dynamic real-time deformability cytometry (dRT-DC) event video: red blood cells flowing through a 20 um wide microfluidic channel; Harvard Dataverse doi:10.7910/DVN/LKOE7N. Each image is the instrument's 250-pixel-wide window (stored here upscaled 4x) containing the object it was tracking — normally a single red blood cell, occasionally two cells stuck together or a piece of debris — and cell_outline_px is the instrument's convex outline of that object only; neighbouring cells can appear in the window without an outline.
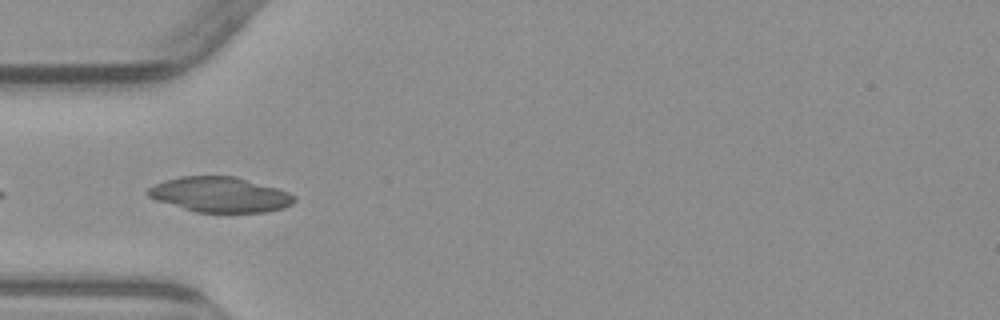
{"species": "common noctule bat (a hibernating species)", "species_latin": "Nyctalus noctula", "temperature_condition": "warm", "stored_images_in_passage": 7, "camera_frame_rate_fps": 3000, "um_per_image_px": 0.085, "animal": {"sex": "male", "body_mass_g": 23.1, "forearm_length_mm": 52.7}, "frame": {"image": 1, "passage_image": 5, "time_ms": 4.667, "image_size_px": [1000, 320], "cell_outline_px": [[296, 200], [292, 204], [284, 208], [264, 212], [196, 212], [156, 200], [148, 196], [148, 188], [164, 180], [180, 176], [236, 176], [276, 188], [288, 192], [296, 196]], "centroid_in_image_um": [18.72, 16.54], "position_along_channel_um": 66.3, "area_um2": 29.88}}
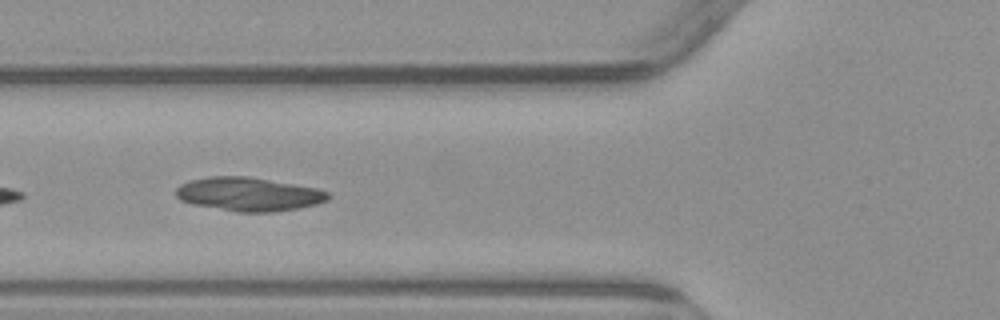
{"frame": {"image": 2, "passage_image": 6, "time_ms": 5.667, "image_size_px": [1000, 320], "cell_outline_px": [[332, 196], [328, 200], [316, 204], [296, 208], [272, 212], [236, 212], [192, 204], [180, 200], [176, 196], [176, 188], [180, 184], [192, 180], [208, 176], [248, 176], [316, 188], [328, 192]], "centroid_in_image_um": [21.12, 16.5], "position_along_channel_um": 104.7, "area_um2": 29.82}}
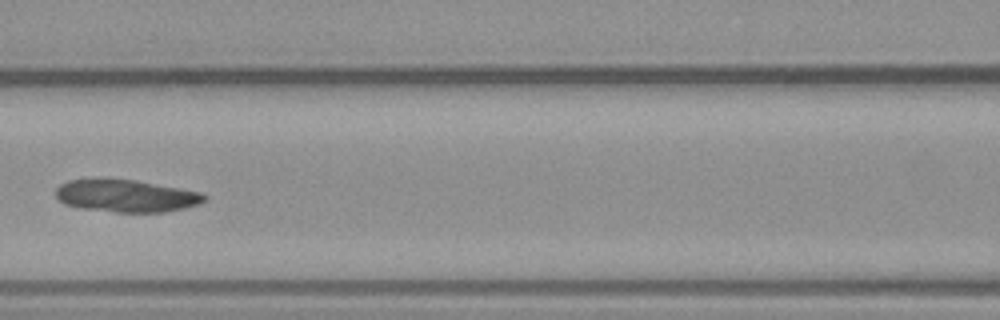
{"frame": {"image": 3, "passage_image": 7, "time_ms": 7.0, "image_size_px": [1000, 320], "cell_outline_px": [[208, 200], [200, 204], [184, 208], [164, 212], [116, 212], [80, 208], [64, 204], [56, 196], [56, 188], [60, 184], [68, 180], [136, 180], [200, 192], [208, 196]], "centroid_in_image_um": [10.76, 16.66], "position_along_channel_um": 155.8, "area_um2": 27.8}}